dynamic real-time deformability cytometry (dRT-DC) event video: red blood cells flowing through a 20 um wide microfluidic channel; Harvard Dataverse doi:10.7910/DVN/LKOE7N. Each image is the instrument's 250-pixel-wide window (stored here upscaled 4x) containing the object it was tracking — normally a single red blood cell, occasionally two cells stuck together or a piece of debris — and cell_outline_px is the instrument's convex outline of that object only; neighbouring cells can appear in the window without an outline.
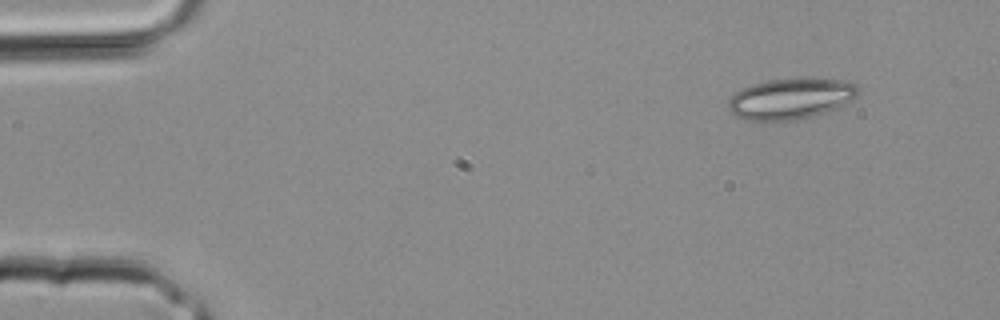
{"species": "common noctule bat (a hibernating species)", "species_latin": "Nyctalus noctula", "temperature_condition": "room temperature", "stored_images_in_passage": 3, "camera_frame_rate_fps": 3000, "um_per_image_px": 0.085, "animal": {"sex": "male", "body_mass_g": 20.4}, "frame": {"image": 1, "passage_image": 1, "time_ms": 0.0, "image_size_px": [1000, 320], "cell_outline_px": [[860, 92], [852, 100], [836, 108], [800, 120], [764, 124], [744, 120], [736, 116], [728, 108], [728, 100], [740, 88], [752, 84], [768, 80], [840, 80], [856, 84], [860, 88]], "centroid_in_image_um": [67.14, 8.46], "position_along_channel_um": 17.9, "area_um2": 31.21}}